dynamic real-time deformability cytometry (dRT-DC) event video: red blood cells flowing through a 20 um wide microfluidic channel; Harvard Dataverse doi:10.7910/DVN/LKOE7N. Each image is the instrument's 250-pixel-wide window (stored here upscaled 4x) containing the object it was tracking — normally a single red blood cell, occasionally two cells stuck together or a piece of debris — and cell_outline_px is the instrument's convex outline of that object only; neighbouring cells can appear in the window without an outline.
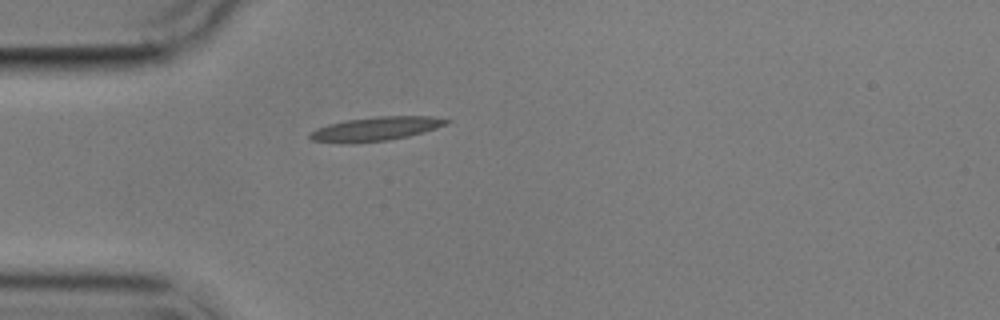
{"species": "common noctule bat (a hibernating species)", "species_latin": "Nyctalus noctula", "temperature_condition": "cold", "stored_images_in_passage": 1, "camera_frame_rate_fps": 3000, "um_per_image_px": 0.085, "animal": {"sex": "male", "body_mass_g": 17.9}, "frame": {"image": 1, "passage_image": 1, "time_ms": 0.0, "image_size_px": [1000, 320], "cell_outline_px": [[452, 120], [448, 124], [424, 132], [408, 136], [388, 140], [312, 140], [308, 136], [316, 128], [328, 124], [344, 120], [376, 116], [432, 116]], "centroid_in_image_um": [32.09, 10.88], "position_along_channel_um": 52.9, "area_um2": 18.09}}